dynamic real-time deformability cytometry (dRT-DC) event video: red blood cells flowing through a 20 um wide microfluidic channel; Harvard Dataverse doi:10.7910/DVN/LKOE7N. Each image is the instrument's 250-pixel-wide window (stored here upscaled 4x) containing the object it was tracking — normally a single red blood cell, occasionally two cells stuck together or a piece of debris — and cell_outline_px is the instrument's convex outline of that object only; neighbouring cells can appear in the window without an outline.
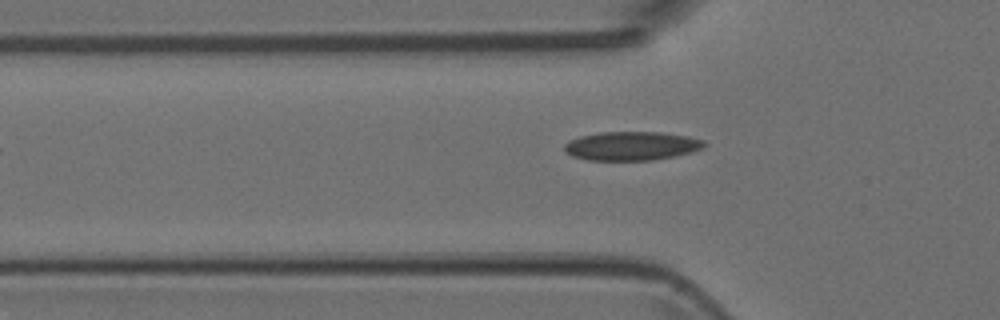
{"species": "Egyptian fruit bat (a non-hibernating species)", "species_latin": "Rousettus aegyptiacus", "temperature_condition": "room temperature", "stored_images_in_passage": 4, "camera_frame_rate_fps": 3000, "um_per_image_px": 0.085, "animal": {"sex": "female"}, "frame": {"image": 1, "passage_image": 4, "time_ms": 1.0, "image_size_px": [1000, 320], "cell_outline_px": [[708, 144], [704, 148], [692, 152], [676, 156], [652, 160], [588, 160], [572, 156], [564, 148], [564, 144], [568, 140], [580, 136], [600, 132], [660, 132], [688, 136], [704, 140]], "centroid_in_image_um": [53.72, 12.4], "position_along_channel_um": 72.1, "area_um2": 23.64}}